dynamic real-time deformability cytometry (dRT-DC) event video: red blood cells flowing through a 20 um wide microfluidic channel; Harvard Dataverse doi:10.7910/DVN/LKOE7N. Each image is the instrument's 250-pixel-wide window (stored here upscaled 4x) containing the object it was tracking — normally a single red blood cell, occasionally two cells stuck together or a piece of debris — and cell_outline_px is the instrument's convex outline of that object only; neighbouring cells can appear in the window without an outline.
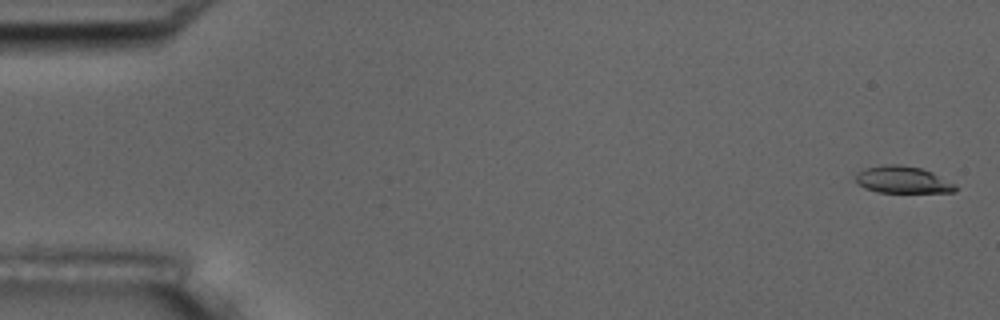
{"species": "common noctule bat (a hibernating species)", "species_latin": "Nyctalus noctula", "temperature_condition": "room temperature", "stored_images_in_passage": 4, "camera_frame_rate_fps": 3000, "um_per_image_px": 0.085, "animal": {"sex": "male", "body_mass_g": 17.5, "forearm_length_mm": 52.3}, "frame": {"image": 1, "passage_image": 1, "time_ms": 0.0, "image_size_px": [1000, 320], "cell_outline_px": [[960, 188], [956, 192], [876, 192], [864, 188], [856, 180], [856, 172], [864, 168], [884, 164], [896, 164], [920, 168], [932, 172]], "centroid_in_image_um": [76.7, 15.28], "position_along_channel_um": 8.3, "area_um2": 15.61}}